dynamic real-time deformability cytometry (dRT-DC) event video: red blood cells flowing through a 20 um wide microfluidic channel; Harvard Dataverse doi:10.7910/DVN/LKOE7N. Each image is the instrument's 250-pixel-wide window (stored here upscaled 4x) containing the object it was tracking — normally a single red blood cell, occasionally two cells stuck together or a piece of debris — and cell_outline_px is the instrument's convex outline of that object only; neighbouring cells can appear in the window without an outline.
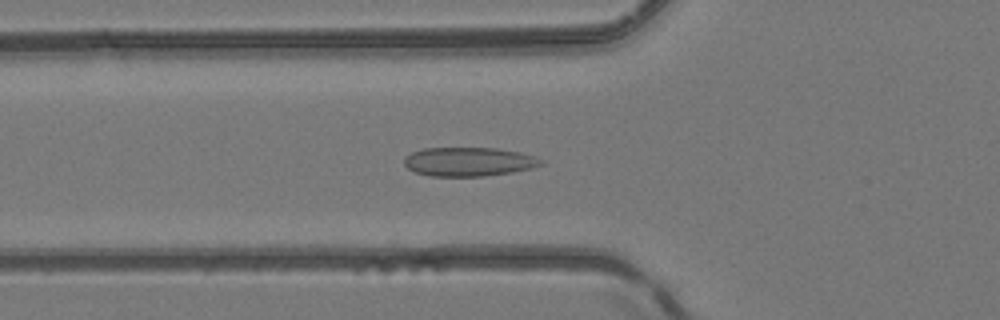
{"species": "common noctule bat (a hibernating species)", "species_latin": "Nyctalus noctula", "temperature_condition": "room temperature", "stored_images_in_passage": 51, "camera_frame_rate_fps": 3000, "um_per_image_px": 0.085, "animal": {"sex": "female", "body_mass_g": 24.6, "forearm_length_mm": 56.2}, "frame": {"image": 1, "passage_image": 19, "time_ms": 6.0, "image_size_px": [1000, 320], "cell_outline_px": [[544, 160], [540, 164], [528, 168], [508, 172], [484, 176], [428, 176], [416, 172], [408, 168], [404, 164], [404, 156], [412, 152], [424, 148], [496, 148], [520, 152]], "centroid_in_image_um": [39.77, 13.74], "position_along_channel_um": 86.0, "area_um2": 22.77}}
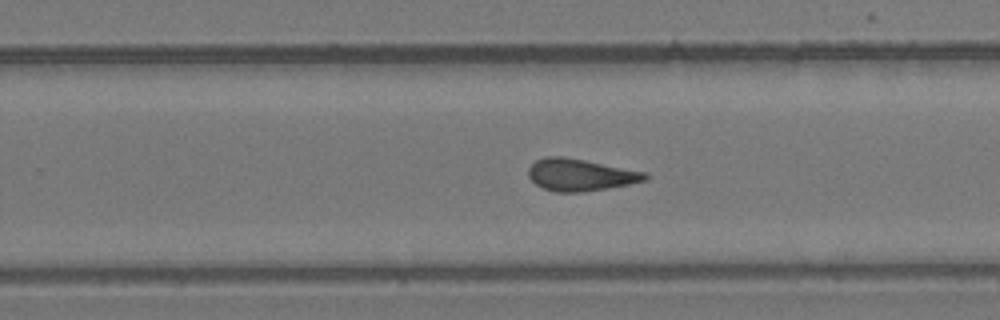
{"frame": {"image": 2, "passage_image": 33, "time_ms": 10.667, "image_size_px": [1000, 320], "cell_outline_px": [[648, 176], [644, 180], [628, 184], [580, 192], [556, 192], [544, 188], [536, 184], [528, 176], [528, 168], [536, 160], [548, 156], [564, 156], [644, 172]], "centroid_in_image_um": [49.26, 14.85], "position_along_channel_um": 280.5, "area_um2": 21.27}}
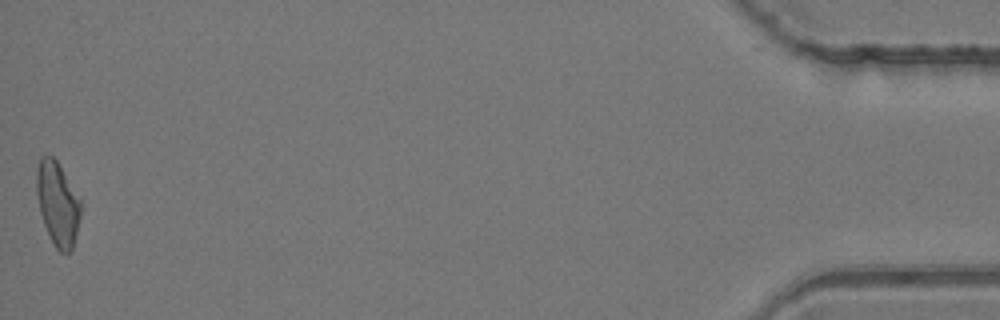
{"frame": {"image": 3, "passage_image": 51, "time_ms": 16.667, "image_size_px": [1000, 320], "cell_outline_px": [[80, 216], [72, 248], [68, 252], [60, 252], [56, 248], [44, 224], [40, 212], [36, 192], [36, 172], [40, 156], [52, 156], [56, 160], [80, 200]], "centroid_in_image_um": [4.87, 17.29], "position_along_channel_um": 430.3, "area_um2": 20.98}, "authors_computed_cell_mechanics": {"area_um2": 21.5594, "velocity_mm_per_s": 4.1562, "shape_relaxation_time_tau1_ms": null, "shape_relaxation_time_tau2_ms": 2.6331, "deformation_change_tau1": null, "deformation_change_tau2": 0.0969}}